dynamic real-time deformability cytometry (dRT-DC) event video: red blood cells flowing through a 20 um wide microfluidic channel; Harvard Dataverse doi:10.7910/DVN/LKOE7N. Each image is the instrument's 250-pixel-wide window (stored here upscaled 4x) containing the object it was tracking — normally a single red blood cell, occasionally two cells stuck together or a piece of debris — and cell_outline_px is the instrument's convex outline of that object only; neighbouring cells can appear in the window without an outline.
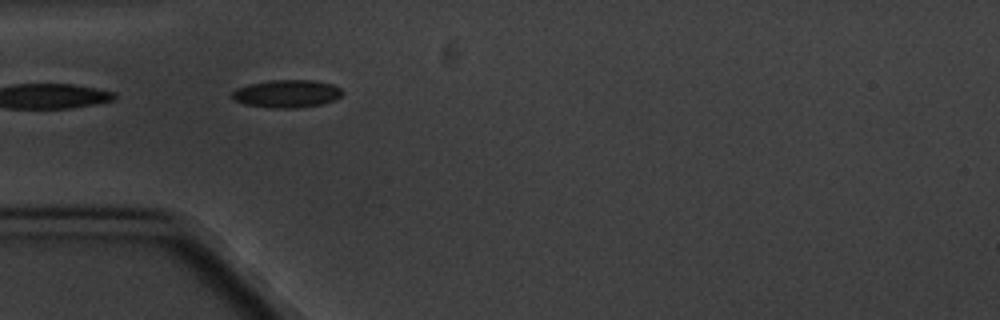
{"species": "common noctule bat (a hibernating species)", "species_latin": "Nyctalus noctula", "temperature_condition": "cold", "stored_images_in_passage": 2, "camera_frame_rate_fps": 3000, "um_per_image_px": 0.085, "animal": {"sex": "male", "body_mass_g": 20.1, "forearm_length_mm": 53.5}, "frame": {"image": 1, "passage_image": 1, "time_ms": 0.0, "image_size_px": [1000, 320], "cell_outline_px": [[344, 92], [340, 96], [332, 100], [320, 104], [296, 108], [272, 108], [244, 104], [236, 100], [232, 96], [232, 92], [236, 88], [248, 84], [268, 80], [316, 80], [332, 84], [340, 88]], "centroid_in_image_um": [24.37, 7.95], "position_along_channel_um": 60.6, "area_um2": 17.8}}